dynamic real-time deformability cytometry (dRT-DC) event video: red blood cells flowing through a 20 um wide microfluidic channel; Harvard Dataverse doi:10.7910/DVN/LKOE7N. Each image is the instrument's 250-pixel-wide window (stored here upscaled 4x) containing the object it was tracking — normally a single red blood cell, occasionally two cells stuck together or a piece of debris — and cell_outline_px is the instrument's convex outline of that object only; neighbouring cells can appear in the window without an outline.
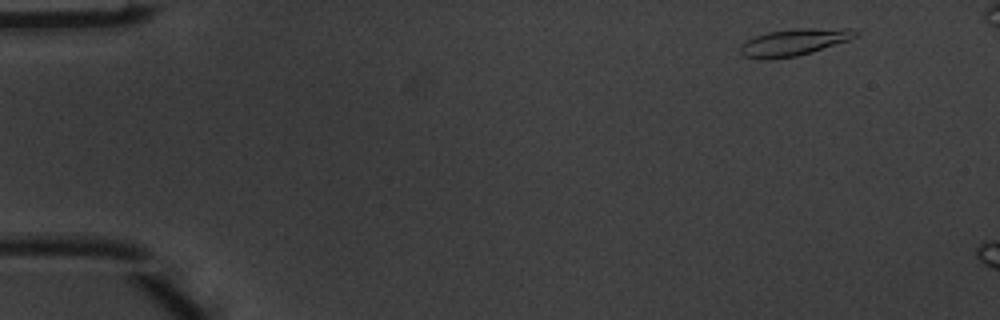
{"species": "common noctule bat (a hibernating species)", "species_latin": "Nyctalus noctula", "temperature_condition": "warm", "stored_images_in_passage": 3, "camera_frame_rate_fps": 3000, "um_per_image_px": 0.085, "animal": {"sex": "male", "body_mass_g": 20.1, "forearm_length_mm": 53.5}, "frame": {"image": 1, "passage_image": 1, "time_ms": 0.0, "image_size_px": [1000, 320], "cell_outline_px": [[860, 32], [856, 36], [848, 40], [812, 52], [796, 56], [768, 60], [764, 60], [744, 56], [740, 52], [740, 44], [756, 36], [768, 32], [800, 28], [852, 28]], "centroid_in_image_um": [67.5, 3.59], "position_along_channel_um": 17.5, "area_um2": 18.03}}